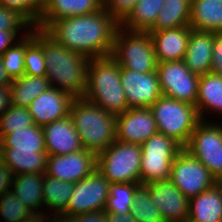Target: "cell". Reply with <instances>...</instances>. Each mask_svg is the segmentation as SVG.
Returning <instances> with one entry per match:
<instances>
[{"instance_id": "52", "label": "cell", "mask_w": 222, "mask_h": 222, "mask_svg": "<svg viewBox=\"0 0 222 222\" xmlns=\"http://www.w3.org/2000/svg\"><path fill=\"white\" fill-rule=\"evenodd\" d=\"M0 160H1V142H0Z\"/></svg>"}, {"instance_id": "25", "label": "cell", "mask_w": 222, "mask_h": 222, "mask_svg": "<svg viewBox=\"0 0 222 222\" xmlns=\"http://www.w3.org/2000/svg\"><path fill=\"white\" fill-rule=\"evenodd\" d=\"M195 107L200 119L204 121H206L204 114L208 110L222 114V75L211 72L200 75Z\"/></svg>"}, {"instance_id": "48", "label": "cell", "mask_w": 222, "mask_h": 222, "mask_svg": "<svg viewBox=\"0 0 222 222\" xmlns=\"http://www.w3.org/2000/svg\"><path fill=\"white\" fill-rule=\"evenodd\" d=\"M50 216L47 214H34L29 218H26L24 220H21L20 222H48Z\"/></svg>"}, {"instance_id": "43", "label": "cell", "mask_w": 222, "mask_h": 222, "mask_svg": "<svg viewBox=\"0 0 222 222\" xmlns=\"http://www.w3.org/2000/svg\"><path fill=\"white\" fill-rule=\"evenodd\" d=\"M68 219L71 222H108L105 210L88 212Z\"/></svg>"}, {"instance_id": "18", "label": "cell", "mask_w": 222, "mask_h": 222, "mask_svg": "<svg viewBox=\"0 0 222 222\" xmlns=\"http://www.w3.org/2000/svg\"><path fill=\"white\" fill-rule=\"evenodd\" d=\"M48 156L67 155L83 148L70 116L42 127Z\"/></svg>"}, {"instance_id": "20", "label": "cell", "mask_w": 222, "mask_h": 222, "mask_svg": "<svg viewBox=\"0 0 222 222\" xmlns=\"http://www.w3.org/2000/svg\"><path fill=\"white\" fill-rule=\"evenodd\" d=\"M103 8V0H46L43 13L35 26L46 30L54 21L91 14Z\"/></svg>"}, {"instance_id": "13", "label": "cell", "mask_w": 222, "mask_h": 222, "mask_svg": "<svg viewBox=\"0 0 222 222\" xmlns=\"http://www.w3.org/2000/svg\"><path fill=\"white\" fill-rule=\"evenodd\" d=\"M97 167V154L87 149L67 155L48 156L45 175L65 182L77 183Z\"/></svg>"}, {"instance_id": "41", "label": "cell", "mask_w": 222, "mask_h": 222, "mask_svg": "<svg viewBox=\"0 0 222 222\" xmlns=\"http://www.w3.org/2000/svg\"><path fill=\"white\" fill-rule=\"evenodd\" d=\"M212 51V66L210 72L222 75V32H214Z\"/></svg>"}, {"instance_id": "5", "label": "cell", "mask_w": 222, "mask_h": 222, "mask_svg": "<svg viewBox=\"0 0 222 222\" xmlns=\"http://www.w3.org/2000/svg\"><path fill=\"white\" fill-rule=\"evenodd\" d=\"M158 132L185 147L201 121L197 108L162 95L151 107Z\"/></svg>"}, {"instance_id": "24", "label": "cell", "mask_w": 222, "mask_h": 222, "mask_svg": "<svg viewBox=\"0 0 222 222\" xmlns=\"http://www.w3.org/2000/svg\"><path fill=\"white\" fill-rule=\"evenodd\" d=\"M190 28L222 32V0H191Z\"/></svg>"}, {"instance_id": "6", "label": "cell", "mask_w": 222, "mask_h": 222, "mask_svg": "<svg viewBox=\"0 0 222 222\" xmlns=\"http://www.w3.org/2000/svg\"><path fill=\"white\" fill-rule=\"evenodd\" d=\"M111 57L130 71L149 73L156 71L157 59L149 32L117 29Z\"/></svg>"}, {"instance_id": "51", "label": "cell", "mask_w": 222, "mask_h": 222, "mask_svg": "<svg viewBox=\"0 0 222 222\" xmlns=\"http://www.w3.org/2000/svg\"><path fill=\"white\" fill-rule=\"evenodd\" d=\"M182 222H193L190 219H184Z\"/></svg>"}, {"instance_id": "15", "label": "cell", "mask_w": 222, "mask_h": 222, "mask_svg": "<svg viewBox=\"0 0 222 222\" xmlns=\"http://www.w3.org/2000/svg\"><path fill=\"white\" fill-rule=\"evenodd\" d=\"M158 132L150 108H128L116 115V140L123 143L143 144Z\"/></svg>"}, {"instance_id": "47", "label": "cell", "mask_w": 222, "mask_h": 222, "mask_svg": "<svg viewBox=\"0 0 222 222\" xmlns=\"http://www.w3.org/2000/svg\"><path fill=\"white\" fill-rule=\"evenodd\" d=\"M12 82L13 80L9 77L0 56V85H10Z\"/></svg>"}, {"instance_id": "44", "label": "cell", "mask_w": 222, "mask_h": 222, "mask_svg": "<svg viewBox=\"0 0 222 222\" xmlns=\"http://www.w3.org/2000/svg\"><path fill=\"white\" fill-rule=\"evenodd\" d=\"M19 31L20 30H2V31H0V56H2L3 53L7 49L12 47L16 42L19 41V39H17V37H18L17 33Z\"/></svg>"}, {"instance_id": "40", "label": "cell", "mask_w": 222, "mask_h": 222, "mask_svg": "<svg viewBox=\"0 0 222 222\" xmlns=\"http://www.w3.org/2000/svg\"><path fill=\"white\" fill-rule=\"evenodd\" d=\"M138 0H103V7L121 23L134 8Z\"/></svg>"}, {"instance_id": "4", "label": "cell", "mask_w": 222, "mask_h": 222, "mask_svg": "<svg viewBox=\"0 0 222 222\" xmlns=\"http://www.w3.org/2000/svg\"><path fill=\"white\" fill-rule=\"evenodd\" d=\"M69 116L84 149L98 154L115 142L116 115L79 97L72 101Z\"/></svg>"}, {"instance_id": "23", "label": "cell", "mask_w": 222, "mask_h": 222, "mask_svg": "<svg viewBox=\"0 0 222 222\" xmlns=\"http://www.w3.org/2000/svg\"><path fill=\"white\" fill-rule=\"evenodd\" d=\"M45 173H28L13 176L11 191L34 214H43V180ZM40 209V211H38Z\"/></svg>"}, {"instance_id": "28", "label": "cell", "mask_w": 222, "mask_h": 222, "mask_svg": "<svg viewBox=\"0 0 222 222\" xmlns=\"http://www.w3.org/2000/svg\"><path fill=\"white\" fill-rule=\"evenodd\" d=\"M47 158V152H12L9 148H1V160L13 175L45 173Z\"/></svg>"}, {"instance_id": "46", "label": "cell", "mask_w": 222, "mask_h": 222, "mask_svg": "<svg viewBox=\"0 0 222 222\" xmlns=\"http://www.w3.org/2000/svg\"><path fill=\"white\" fill-rule=\"evenodd\" d=\"M108 222H137L131 215V212L126 214H118L114 212H106Z\"/></svg>"}, {"instance_id": "7", "label": "cell", "mask_w": 222, "mask_h": 222, "mask_svg": "<svg viewBox=\"0 0 222 222\" xmlns=\"http://www.w3.org/2000/svg\"><path fill=\"white\" fill-rule=\"evenodd\" d=\"M141 156L140 144L115 140L97 154L96 169L110 183H140Z\"/></svg>"}, {"instance_id": "42", "label": "cell", "mask_w": 222, "mask_h": 222, "mask_svg": "<svg viewBox=\"0 0 222 222\" xmlns=\"http://www.w3.org/2000/svg\"><path fill=\"white\" fill-rule=\"evenodd\" d=\"M13 176L11 169L0 160V196L11 191Z\"/></svg>"}, {"instance_id": "29", "label": "cell", "mask_w": 222, "mask_h": 222, "mask_svg": "<svg viewBox=\"0 0 222 222\" xmlns=\"http://www.w3.org/2000/svg\"><path fill=\"white\" fill-rule=\"evenodd\" d=\"M50 87L45 76L24 74L10 84L11 105L27 108L36 97Z\"/></svg>"}, {"instance_id": "11", "label": "cell", "mask_w": 222, "mask_h": 222, "mask_svg": "<svg viewBox=\"0 0 222 222\" xmlns=\"http://www.w3.org/2000/svg\"><path fill=\"white\" fill-rule=\"evenodd\" d=\"M201 120L184 147L217 179L222 173V124Z\"/></svg>"}, {"instance_id": "38", "label": "cell", "mask_w": 222, "mask_h": 222, "mask_svg": "<svg viewBox=\"0 0 222 222\" xmlns=\"http://www.w3.org/2000/svg\"><path fill=\"white\" fill-rule=\"evenodd\" d=\"M0 6L16 10L35 27L43 13L45 2L43 0H0Z\"/></svg>"}, {"instance_id": "22", "label": "cell", "mask_w": 222, "mask_h": 222, "mask_svg": "<svg viewBox=\"0 0 222 222\" xmlns=\"http://www.w3.org/2000/svg\"><path fill=\"white\" fill-rule=\"evenodd\" d=\"M188 219L193 222H222V187L215 183L189 199Z\"/></svg>"}, {"instance_id": "26", "label": "cell", "mask_w": 222, "mask_h": 222, "mask_svg": "<svg viewBox=\"0 0 222 222\" xmlns=\"http://www.w3.org/2000/svg\"><path fill=\"white\" fill-rule=\"evenodd\" d=\"M0 142L12 152H46L43 129L35 124L4 135Z\"/></svg>"}, {"instance_id": "27", "label": "cell", "mask_w": 222, "mask_h": 222, "mask_svg": "<svg viewBox=\"0 0 222 222\" xmlns=\"http://www.w3.org/2000/svg\"><path fill=\"white\" fill-rule=\"evenodd\" d=\"M164 1L138 0L120 26L129 31L148 32L155 25Z\"/></svg>"}, {"instance_id": "21", "label": "cell", "mask_w": 222, "mask_h": 222, "mask_svg": "<svg viewBox=\"0 0 222 222\" xmlns=\"http://www.w3.org/2000/svg\"><path fill=\"white\" fill-rule=\"evenodd\" d=\"M213 40L214 32L190 28V37L183 61L191 72L198 75L210 72Z\"/></svg>"}, {"instance_id": "30", "label": "cell", "mask_w": 222, "mask_h": 222, "mask_svg": "<svg viewBox=\"0 0 222 222\" xmlns=\"http://www.w3.org/2000/svg\"><path fill=\"white\" fill-rule=\"evenodd\" d=\"M191 0H165L155 25L149 31H160L190 25Z\"/></svg>"}, {"instance_id": "45", "label": "cell", "mask_w": 222, "mask_h": 222, "mask_svg": "<svg viewBox=\"0 0 222 222\" xmlns=\"http://www.w3.org/2000/svg\"><path fill=\"white\" fill-rule=\"evenodd\" d=\"M10 105V85H0V115H2Z\"/></svg>"}, {"instance_id": "2", "label": "cell", "mask_w": 222, "mask_h": 222, "mask_svg": "<svg viewBox=\"0 0 222 222\" xmlns=\"http://www.w3.org/2000/svg\"><path fill=\"white\" fill-rule=\"evenodd\" d=\"M35 41L43 48L46 78L51 87L74 98L84 97L89 58L59 44L45 30L35 27Z\"/></svg>"}, {"instance_id": "12", "label": "cell", "mask_w": 222, "mask_h": 222, "mask_svg": "<svg viewBox=\"0 0 222 222\" xmlns=\"http://www.w3.org/2000/svg\"><path fill=\"white\" fill-rule=\"evenodd\" d=\"M110 182L95 169L85 178L75 183L67 209L59 216H72L93 211H102L109 196Z\"/></svg>"}, {"instance_id": "36", "label": "cell", "mask_w": 222, "mask_h": 222, "mask_svg": "<svg viewBox=\"0 0 222 222\" xmlns=\"http://www.w3.org/2000/svg\"><path fill=\"white\" fill-rule=\"evenodd\" d=\"M33 124L32 117L27 108L10 105L9 108L0 115V139L6 134L19 129H25Z\"/></svg>"}, {"instance_id": "50", "label": "cell", "mask_w": 222, "mask_h": 222, "mask_svg": "<svg viewBox=\"0 0 222 222\" xmlns=\"http://www.w3.org/2000/svg\"><path fill=\"white\" fill-rule=\"evenodd\" d=\"M216 184L222 187V173L216 179Z\"/></svg>"}, {"instance_id": "31", "label": "cell", "mask_w": 222, "mask_h": 222, "mask_svg": "<svg viewBox=\"0 0 222 222\" xmlns=\"http://www.w3.org/2000/svg\"><path fill=\"white\" fill-rule=\"evenodd\" d=\"M75 183L65 182L57 178L44 176L43 198L44 207H49L51 217H59L66 209Z\"/></svg>"}, {"instance_id": "33", "label": "cell", "mask_w": 222, "mask_h": 222, "mask_svg": "<svg viewBox=\"0 0 222 222\" xmlns=\"http://www.w3.org/2000/svg\"><path fill=\"white\" fill-rule=\"evenodd\" d=\"M130 212L137 222H164L160 209L152 202L150 192L144 185L136 190Z\"/></svg>"}, {"instance_id": "37", "label": "cell", "mask_w": 222, "mask_h": 222, "mask_svg": "<svg viewBox=\"0 0 222 222\" xmlns=\"http://www.w3.org/2000/svg\"><path fill=\"white\" fill-rule=\"evenodd\" d=\"M0 215L3 222H20L34 213L9 191L0 196Z\"/></svg>"}, {"instance_id": "1", "label": "cell", "mask_w": 222, "mask_h": 222, "mask_svg": "<svg viewBox=\"0 0 222 222\" xmlns=\"http://www.w3.org/2000/svg\"><path fill=\"white\" fill-rule=\"evenodd\" d=\"M120 23L103 7L54 21L45 31L59 44L89 59L111 56Z\"/></svg>"}, {"instance_id": "39", "label": "cell", "mask_w": 222, "mask_h": 222, "mask_svg": "<svg viewBox=\"0 0 222 222\" xmlns=\"http://www.w3.org/2000/svg\"><path fill=\"white\" fill-rule=\"evenodd\" d=\"M23 28L31 30L34 26L16 10L0 6V31Z\"/></svg>"}, {"instance_id": "35", "label": "cell", "mask_w": 222, "mask_h": 222, "mask_svg": "<svg viewBox=\"0 0 222 222\" xmlns=\"http://www.w3.org/2000/svg\"><path fill=\"white\" fill-rule=\"evenodd\" d=\"M25 35V36H24ZM20 36L19 41L7 49L1 56L5 69L12 80L25 74L26 35Z\"/></svg>"}, {"instance_id": "32", "label": "cell", "mask_w": 222, "mask_h": 222, "mask_svg": "<svg viewBox=\"0 0 222 222\" xmlns=\"http://www.w3.org/2000/svg\"><path fill=\"white\" fill-rule=\"evenodd\" d=\"M140 186V183H110L105 212L129 213L135 192Z\"/></svg>"}, {"instance_id": "9", "label": "cell", "mask_w": 222, "mask_h": 222, "mask_svg": "<svg viewBox=\"0 0 222 222\" xmlns=\"http://www.w3.org/2000/svg\"><path fill=\"white\" fill-rule=\"evenodd\" d=\"M169 180L188 199L199 195L216 183L209 170L184 147L177 153L172 163Z\"/></svg>"}, {"instance_id": "14", "label": "cell", "mask_w": 222, "mask_h": 222, "mask_svg": "<svg viewBox=\"0 0 222 222\" xmlns=\"http://www.w3.org/2000/svg\"><path fill=\"white\" fill-rule=\"evenodd\" d=\"M120 79L128 108H150L162 96L156 71L139 73L120 67Z\"/></svg>"}, {"instance_id": "3", "label": "cell", "mask_w": 222, "mask_h": 222, "mask_svg": "<svg viewBox=\"0 0 222 222\" xmlns=\"http://www.w3.org/2000/svg\"><path fill=\"white\" fill-rule=\"evenodd\" d=\"M84 98L114 115L128 109L120 65L111 56L89 60Z\"/></svg>"}, {"instance_id": "19", "label": "cell", "mask_w": 222, "mask_h": 222, "mask_svg": "<svg viewBox=\"0 0 222 222\" xmlns=\"http://www.w3.org/2000/svg\"><path fill=\"white\" fill-rule=\"evenodd\" d=\"M158 63L183 60L190 37V27L148 31Z\"/></svg>"}, {"instance_id": "49", "label": "cell", "mask_w": 222, "mask_h": 222, "mask_svg": "<svg viewBox=\"0 0 222 222\" xmlns=\"http://www.w3.org/2000/svg\"><path fill=\"white\" fill-rule=\"evenodd\" d=\"M48 222H71L69 219L62 217H50Z\"/></svg>"}, {"instance_id": "8", "label": "cell", "mask_w": 222, "mask_h": 222, "mask_svg": "<svg viewBox=\"0 0 222 222\" xmlns=\"http://www.w3.org/2000/svg\"><path fill=\"white\" fill-rule=\"evenodd\" d=\"M182 148L173 138L160 132L150 136L141 144L140 184L169 179L172 163Z\"/></svg>"}, {"instance_id": "10", "label": "cell", "mask_w": 222, "mask_h": 222, "mask_svg": "<svg viewBox=\"0 0 222 222\" xmlns=\"http://www.w3.org/2000/svg\"><path fill=\"white\" fill-rule=\"evenodd\" d=\"M156 72L162 95L195 106L200 75L191 72L183 60L158 63Z\"/></svg>"}, {"instance_id": "17", "label": "cell", "mask_w": 222, "mask_h": 222, "mask_svg": "<svg viewBox=\"0 0 222 222\" xmlns=\"http://www.w3.org/2000/svg\"><path fill=\"white\" fill-rule=\"evenodd\" d=\"M74 97L54 87L48 88L36 97L27 107L33 123L44 127L53 121L70 115V107Z\"/></svg>"}, {"instance_id": "16", "label": "cell", "mask_w": 222, "mask_h": 222, "mask_svg": "<svg viewBox=\"0 0 222 222\" xmlns=\"http://www.w3.org/2000/svg\"><path fill=\"white\" fill-rule=\"evenodd\" d=\"M150 192L152 202L160 209L164 222H182L188 219L189 199L167 180L144 185Z\"/></svg>"}, {"instance_id": "34", "label": "cell", "mask_w": 222, "mask_h": 222, "mask_svg": "<svg viewBox=\"0 0 222 222\" xmlns=\"http://www.w3.org/2000/svg\"><path fill=\"white\" fill-rule=\"evenodd\" d=\"M26 53H25V75L46 76V61L43 48L35 41V27L27 30Z\"/></svg>"}]
</instances>
